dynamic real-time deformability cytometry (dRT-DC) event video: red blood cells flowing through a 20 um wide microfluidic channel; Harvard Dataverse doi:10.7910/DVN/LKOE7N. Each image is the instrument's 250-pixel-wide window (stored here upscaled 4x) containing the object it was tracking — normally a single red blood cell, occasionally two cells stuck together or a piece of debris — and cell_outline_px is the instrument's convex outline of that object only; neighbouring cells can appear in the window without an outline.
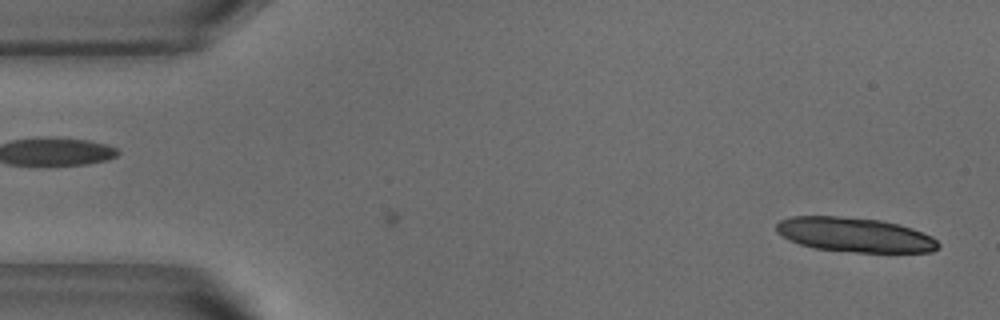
{"species": "common noctule bat (a hibernating species)", "species_latin": "Nyctalus noctula", "temperature_condition": "warm", "stored_images_in_passage": 8, "camera_frame_rate_fps": 3000, "um_per_image_px": 0.085, "animal": {"sex": "male", "body_mass_g": 18.8}, "frame": {"image": 1, "passage_image": 8, "time_ms": 2.333, "image_size_px": [1000, 320], "cell_outline_px": [[940, 244], [932, 252], [856, 252], [816, 248], [800, 244], [776, 232], [776, 224], [780, 220], [792, 216], [836, 216], [880, 220], [912, 228], [932, 236]], "centroid_in_image_um": [72.66, 19.95], "position_along_channel_um": 12.3, "area_um2": 32.19}}